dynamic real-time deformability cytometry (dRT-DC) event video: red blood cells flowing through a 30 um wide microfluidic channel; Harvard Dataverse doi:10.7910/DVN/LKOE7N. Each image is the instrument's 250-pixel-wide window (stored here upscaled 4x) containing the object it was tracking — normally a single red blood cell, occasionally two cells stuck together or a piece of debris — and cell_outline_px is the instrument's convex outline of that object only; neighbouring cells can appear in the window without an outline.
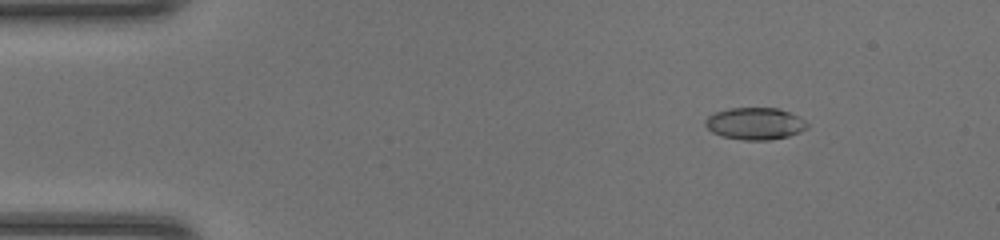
{"species": "common noctule bat (a hibernating species)", "species_latin": "Nyctalus noctula", "temperature_condition": "room temperature", "stored_images_in_passage": 48, "camera_frame_rate_fps": 3000, "um_per_image_px": 0.085, "animal": {"sex": "female", "body_mass_g": 20.0, "forearm_length_mm": 54.0}, "frame": {"image": 1, "passage_image": 7, "time_ms": 2.0, "image_size_px": [1000, 240], "cell_outline_px": [[808, 128], [800, 132], [788, 136], [768, 140], [744, 140], [720, 136], [712, 132], [704, 124], [704, 120], [708, 116], [716, 112], [728, 108], [776, 108], [788, 112], [804, 120], [808, 124]], "centroid_in_image_um": [64.15, 10.51], "position_along_channel_um": 20.9, "area_um2": 18.96}}
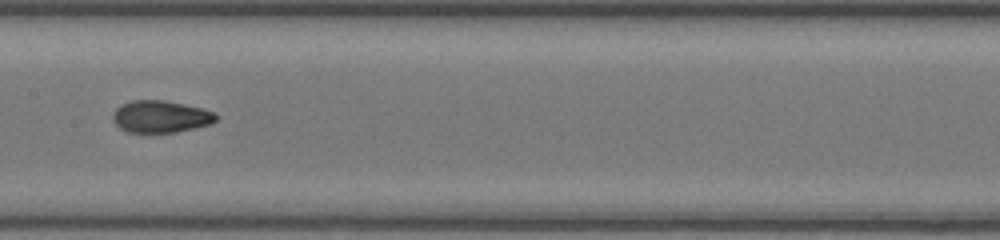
{"frame": {"image": 2, "passage_image": 25, "time_ms": 8.0, "image_size_px": [1000, 240], "cell_outline_px": [[216, 120], [212, 124], [176, 132], [128, 132], [120, 128], [112, 120], [112, 112], [116, 108], [132, 100], [164, 100], [184, 104], [216, 112]], "centroid_in_image_um": [13.65, 9.91], "position_along_channel_um": 193.8, "area_um2": 19.25}}
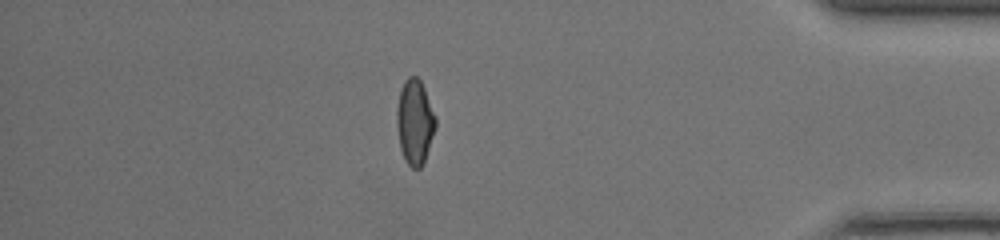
{"frame": {"image": 3, "passage_image": 42, "time_ms": 13.667, "image_size_px": [1000, 240], "cell_outline_px": [[436, 128], [424, 164], [420, 168], [412, 168], [404, 160], [400, 148], [396, 124], [396, 108], [400, 88], [404, 80], [408, 76], [416, 76], [420, 80], [424, 88], [436, 116]], "centroid_in_image_um": [35.25, 10.37], "position_along_channel_um": 400.0, "area_um2": 19.59}, "authors_computed_cell_mechanics": {"area_um2": 19.074, "velocity_mm_per_s": 4.3392, "shape_relaxation_time_tau1_ms": null, "shape_relaxation_time_tau2_ms": 1.4526, "deformation_change_tau1": null, "deformation_change_tau2": 0.0616}}